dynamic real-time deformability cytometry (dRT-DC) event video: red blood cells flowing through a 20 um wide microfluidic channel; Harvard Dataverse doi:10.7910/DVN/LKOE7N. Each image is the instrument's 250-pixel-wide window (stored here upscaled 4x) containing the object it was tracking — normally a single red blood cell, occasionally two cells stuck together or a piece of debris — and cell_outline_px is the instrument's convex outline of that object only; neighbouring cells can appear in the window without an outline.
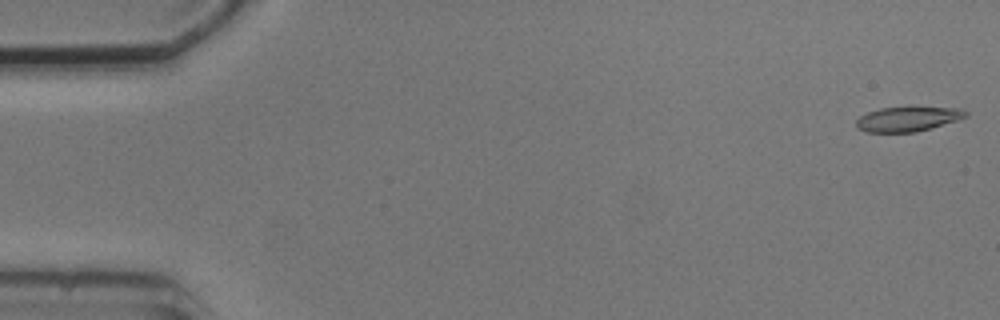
{"species": "common noctule bat (a hibernating species)", "species_latin": "Nyctalus noctula", "temperature_condition": "cold", "stored_images_in_passage": 6, "segment_of_instrument_passage": [1, 2], "camera_frame_rate_fps": 3000, "um_per_image_px": 0.085, "animal": {"sex": "male", "body_mass_g": 20.5, "forearm_length_mm": 52.5}, "frame": {"image": 1, "passage_image": 1, "time_ms": 0.0, "image_size_px": [1000, 320], "cell_outline_px": [[968, 116], [932, 128], [916, 132], [868, 132], [856, 128], [856, 120], [860, 116], [868, 112], [880, 108], [964, 108], [968, 112]], "centroid_in_image_um": [77.16, 10.13], "position_along_channel_um": 7.8, "area_um2": 15.55}}